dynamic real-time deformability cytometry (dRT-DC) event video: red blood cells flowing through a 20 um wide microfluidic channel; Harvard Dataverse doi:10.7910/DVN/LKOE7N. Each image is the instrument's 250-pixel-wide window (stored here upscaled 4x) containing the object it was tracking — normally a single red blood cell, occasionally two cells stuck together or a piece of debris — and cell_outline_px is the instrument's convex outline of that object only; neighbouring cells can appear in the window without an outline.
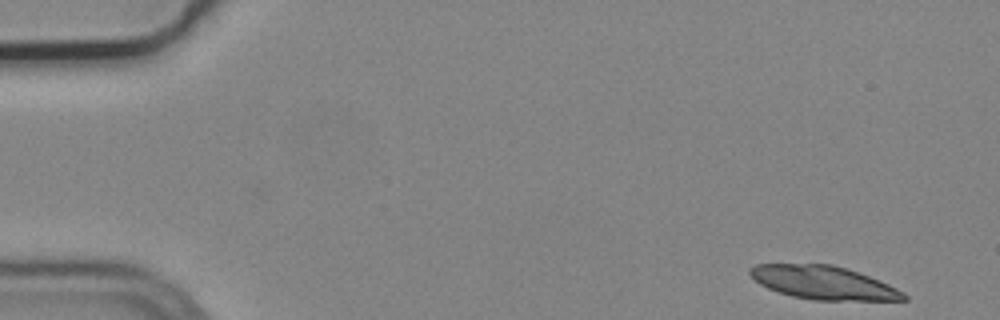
{"species": "common noctule bat (a hibernating species)", "species_latin": "Nyctalus noctula", "temperature_condition": "cold", "stored_images_in_passage": 4, "camera_frame_rate_fps": 3000, "um_per_image_px": 0.085, "animal": {"sex": "male", "body_mass_g": 19.2, "forearm_length_mm": 51.8}, "frame": {"image": 1, "passage_image": 1, "time_ms": 0.0, "image_size_px": [1000, 320], "cell_outline_px": [[908, 300], [812, 300], [792, 296], [768, 288], [760, 284], [748, 272], [748, 268], [756, 264], [832, 264], [880, 280], [904, 292], [908, 296]], "centroid_in_image_um": [69.99, 24.03], "position_along_channel_um": 15.0, "area_um2": 29.65}}